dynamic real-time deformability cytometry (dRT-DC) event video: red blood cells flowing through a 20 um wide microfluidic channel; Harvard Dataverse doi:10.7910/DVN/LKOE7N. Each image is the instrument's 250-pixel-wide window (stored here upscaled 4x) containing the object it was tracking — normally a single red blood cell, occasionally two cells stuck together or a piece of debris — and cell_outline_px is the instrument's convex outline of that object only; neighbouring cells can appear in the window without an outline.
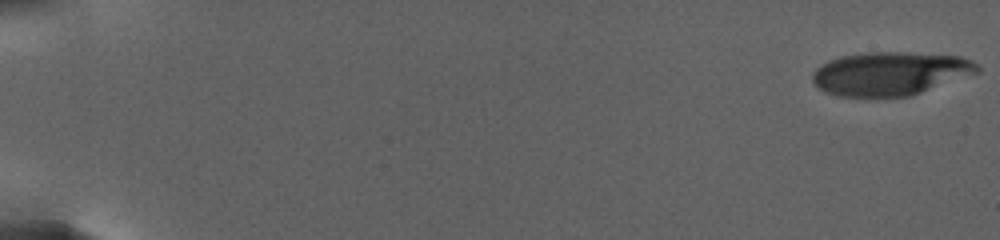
{"species": "human", "species_latin": "Homo sapiens", "temperature_condition": "warm", "stored_images_in_passage": 25, "camera_frame_rate_fps": 3000, "um_per_image_px": 0.085, "donor": {"sex": "female"}, "frame": {"image": 1, "passage_image": 1, "time_ms": 0.0, "image_size_px": [1000, 240], "cell_outline_px": [[980, 72], [912, 96], [836, 96], [824, 92], [816, 88], [812, 80], [812, 72], [820, 64], [828, 60], [840, 56], [868, 52], [908, 52], [960, 56], [972, 60], [980, 64]], "centroid_in_image_um": [75.67, 6.25], "position_along_channel_um": 9.3, "area_um2": 42.37}}
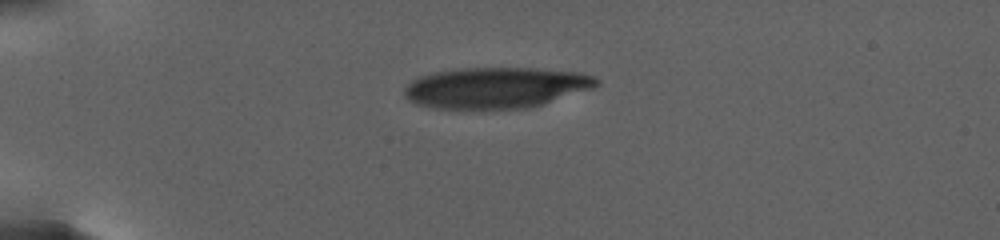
{"frame": {"image": 2, "passage_image": 18, "time_ms": 7.0, "image_size_px": [1000, 240], "cell_outline_px": [[600, 84], [596, 88], [544, 104], [528, 108], [436, 108], [416, 104], [408, 100], [404, 96], [404, 88], [412, 80], [420, 76], [436, 72], [464, 68], [532, 68], [576, 72], [596, 76], [600, 80]], "centroid_in_image_um": [42.21, 7.45], "position_along_channel_um": 42.8, "area_um2": 45.95}}
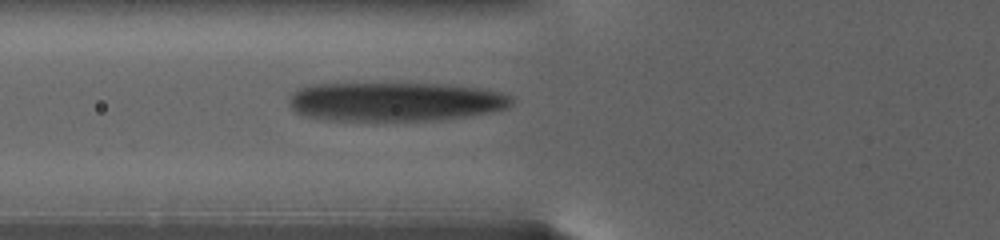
{"frame": {"image": 3, "passage_image": 25, "time_ms": 10.667, "image_size_px": [1000, 240], "cell_outline_px": [[512, 104], [508, 108], [492, 112], [464, 116], [424, 120], [324, 120], [304, 116], [296, 112], [292, 108], [292, 92], [300, 88], [316, 84], [440, 84], [480, 88], [500, 92], [512, 96]], "centroid_in_image_um": [33.61, 8.64], "position_along_channel_um": 92.2, "area_um2": 50.05}}